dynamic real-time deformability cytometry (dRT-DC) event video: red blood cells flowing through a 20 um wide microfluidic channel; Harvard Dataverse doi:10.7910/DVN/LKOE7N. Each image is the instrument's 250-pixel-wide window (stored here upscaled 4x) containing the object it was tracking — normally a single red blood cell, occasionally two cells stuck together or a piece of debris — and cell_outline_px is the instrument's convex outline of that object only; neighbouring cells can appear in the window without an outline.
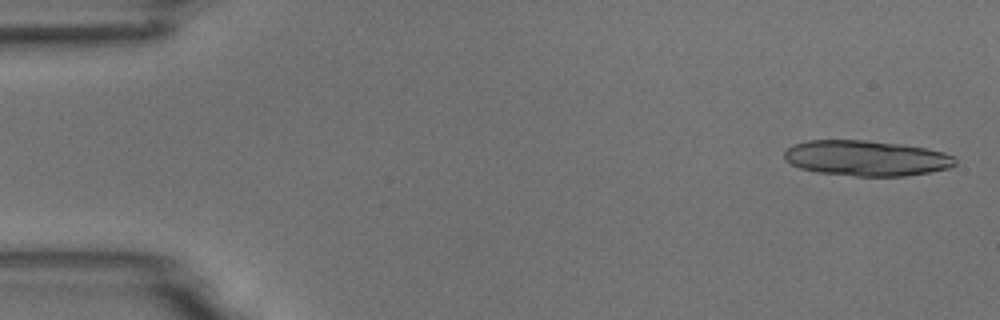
{"species": "common noctule bat (a hibernating species)", "species_latin": "Nyctalus noctula", "temperature_condition": "room temperature", "stored_images_in_passage": 5, "camera_frame_rate_fps": 3000, "um_per_image_px": 0.085, "animal": {"sex": "male", "body_mass_g": 18.8}, "frame": {"image": 1, "passage_image": 1, "time_ms": 0.0, "image_size_px": [1000, 320], "cell_outline_px": [[956, 164], [948, 168], [928, 172], [904, 176], [856, 176], [816, 172], [800, 168], [784, 160], [784, 152], [792, 144], [808, 140], [864, 140], [900, 144], [924, 148], [944, 152], [952, 156], [956, 160]], "centroid_in_image_um": [73.59, 13.44], "position_along_channel_um": 11.4, "area_um2": 35.26}}